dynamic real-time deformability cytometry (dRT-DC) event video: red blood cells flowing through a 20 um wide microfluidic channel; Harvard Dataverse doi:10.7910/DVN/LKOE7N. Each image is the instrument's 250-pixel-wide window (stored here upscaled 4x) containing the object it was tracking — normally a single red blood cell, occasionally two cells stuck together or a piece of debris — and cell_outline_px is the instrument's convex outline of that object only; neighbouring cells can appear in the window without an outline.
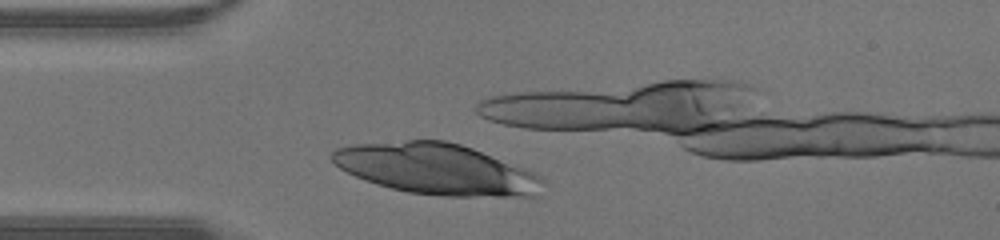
{"species": "human", "species_latin": "Homo sapiens", "temperature_condition": "warm", "stored_images_in_passage": 14, "camera_frame_rate_fps": 3000, "um_per_image_px": 0.085, "donor": {"sex": "male"}, "frame": {"image": 1, "passage_image": 3, "time_ms": 0.667, "image_size_px": [1000, 240], "cell_outline_px": [[544, 180], [540, 196], [444, 196], [408, 192], [376, 184], [364, 180], [340, 168], [328, 156], [336, 148], [356, 144], [408, 140], [444, 140], [460, 144], [472, 148], [536, 172]], "centroid_in_image_um": [37.13, 14.37], "position_along_channel_um": 47.9, "area_um2": 62.42}}